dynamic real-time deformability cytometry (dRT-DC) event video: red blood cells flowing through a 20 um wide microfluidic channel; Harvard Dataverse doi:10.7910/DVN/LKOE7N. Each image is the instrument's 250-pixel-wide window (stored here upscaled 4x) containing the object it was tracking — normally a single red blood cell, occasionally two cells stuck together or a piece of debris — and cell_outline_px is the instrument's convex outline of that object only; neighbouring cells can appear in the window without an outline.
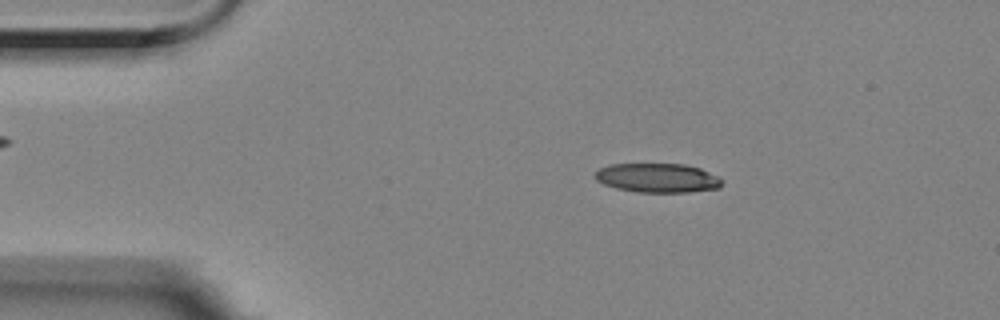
{"species": "Egyptian fruit bat (a non-hibernating species)", "species_latin": "Rousettus aegyptiacus", "temperature_condition": "room temperature", "stored_images_in_passage": 53, "camera_frame_rate_fps": 3000, "um_per_image_px": 0.085, "animal": {"sex": "female"}, "frame": {"image": 1, "passage_image": 7, "time_ms": 2.0, "image_size_px": [1000, 320], "cell_outline_px": [[724, 180], [720, 188], [688, 192], [636, 192], [616, 188], [604, 184], [596, 180], [592, 176], [600, 168], [608, 164], [684, 164], [700, 168]], "centroid_in_image_um": [55.87, 15.12], "position_along_channel_um": 29.1, "area_um2": 21.68}}
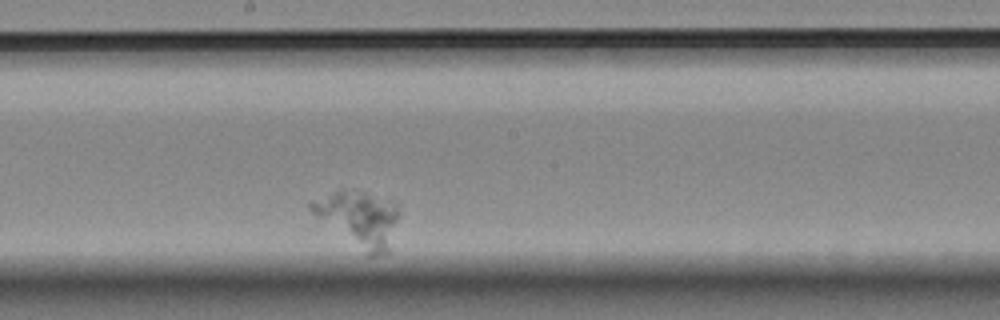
{"frame": {"image": 2, "passage_image": 31, "time_ms": 10.0, "image_size_px": [1000, 320], "cell_outline_px": [[400, 212], [392, 252], [384, 256], [368, 256], [312, 212], [308, 208], [308, 200], [340, 188], [344, 188], [364, 192], [396, 200], [400, 204]], "centroid_in_image_um": [30.61, 18.58], "position_along_channel_um": 217.6, "area_um2": 29.54}}
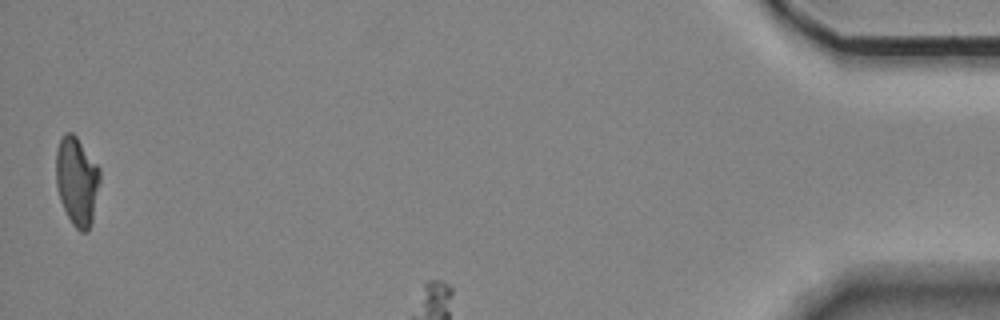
{"frame": {"image": 3, "passage_image": 53, "time_ms": 17.333, "image_size_px": [1000, 320], "cell_outline_px": [[100, 180], [92, 220], [88, 232], [80, 232], [72, 224], [60, 200], [56, 184], [56, 148], [64, 132], [72, 132], [76, 136], [100, 168]], "centroid_in_image_um": [6.53, 15.38], "position_along_channel_um": 428.7, "area_um2": 22.66}}